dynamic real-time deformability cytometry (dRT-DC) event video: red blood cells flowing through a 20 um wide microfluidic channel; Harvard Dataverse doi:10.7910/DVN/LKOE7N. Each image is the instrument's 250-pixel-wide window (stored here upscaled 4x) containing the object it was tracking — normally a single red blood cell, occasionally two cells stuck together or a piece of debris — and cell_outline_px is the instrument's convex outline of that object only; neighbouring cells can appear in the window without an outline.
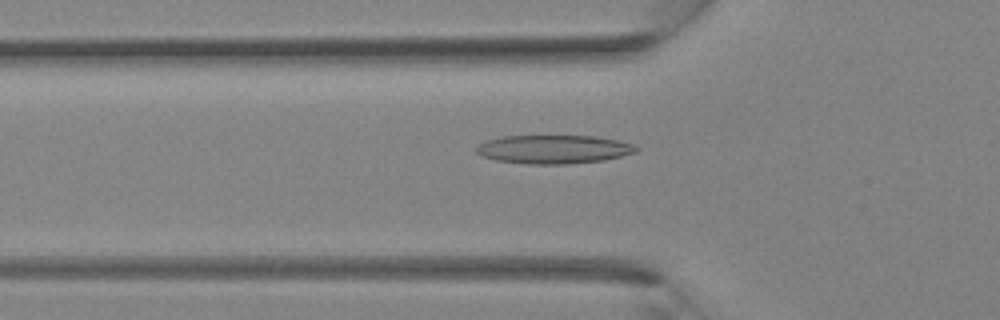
{"species": "Egyptian fruit bat (a non-hibernating species)", "species_latin": "Rousettus aegyptiacus", "temperature_condition": "room temperature", "stored_images_in_passage": 27, "camera_frame_rate_fps": 3000, "um_per_image_px": 0.085, "animal": {"sex": "female"}, "frame": {"image": 1, "passage_image": 3, "time_ms": 0.667, "image_size_px": [1000, 320], "cell_outline_px": [[640, 148], [636, 152], [604, 160], [568, 164], [528, 164], [496, 160], [480, 156], [476, 152], [476, 148], [480, 144], [488, 140], [500, 136], [592, 136], [620, 140], [632, 144]], "centroid_in_image_um": [47.06, 12.69], "position_along_channel_um": 78.7, "area_um2": 26.65}}
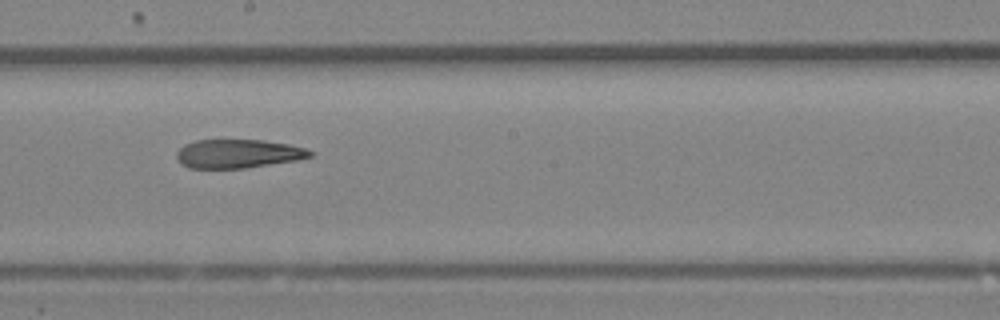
{"frame": {"image": 2, "passage_image": 11, "time_ms": 3.333, "image_size_px": [1000, 320], "cell_outline_px": [[316, 152], [312, 156], [296, 160], [244, 168], [188, 168], [176, 156], [176, 152], [184, 144], [196, 140], [264, 140], [288, 144], [308, 148]], "centroid_in_image_um": [20.28, 13.05], "position_along_channel_um": 227.9, "area_um2": 22.31}}
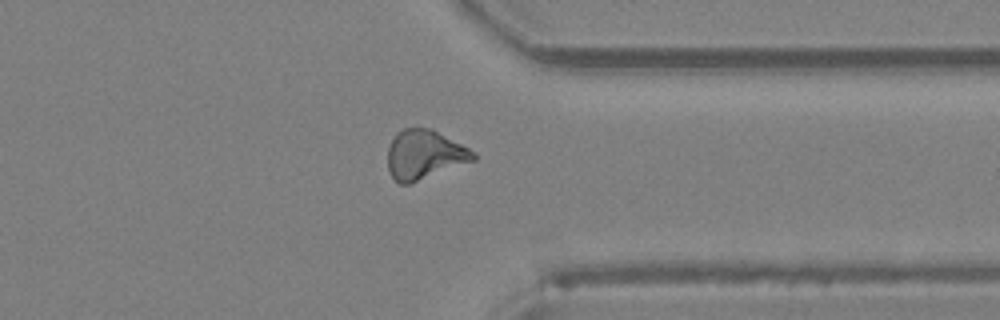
{"frame": {"image": 3, "passage_image": 19, "time_ms": 6.0, "image_size_px": [1000, 320], "cell_outline_px": [[476, 160], [408, 184], [400, 184], [392, 176], [388, 168], [388, 148], [396, 132], [404, 128], [416, 124], [432, 128], [476, 152]], "centroid_in_image_um": [36.08, 13.09], "position_along_channel_um": 375.3, "area_um2": 24.91}}